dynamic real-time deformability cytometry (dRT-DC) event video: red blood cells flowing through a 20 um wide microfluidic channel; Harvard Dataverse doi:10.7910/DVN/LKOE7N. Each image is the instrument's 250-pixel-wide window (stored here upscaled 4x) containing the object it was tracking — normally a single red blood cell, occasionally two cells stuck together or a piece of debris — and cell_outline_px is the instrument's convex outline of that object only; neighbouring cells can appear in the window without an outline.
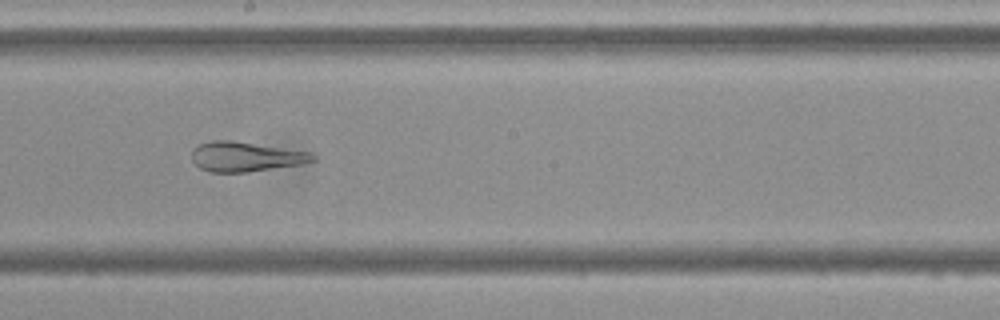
{"species": "Egyptian fruit bat (a non-hibernating species)", "species_latin": "Rousettus aegyptiacus", "temperature_condition": "cold", "stored_images_in_passage": 54, "camera_frame_rate_fps": 3000, "um_per_image_px": 0.085, "frame": {"image": 1, "passage_image": 30, "time_ms": 9.667, "image_size_px": [1000, 320], "cell_outline_px": [[316, 160], [300, 164], [248, 172], [208, 172], [200, 168], [192, 160], [192, 148], [200, 144], [212, 140], [232, 140], [312, 152], [316, 156]], "centroid_in_image_um": [20.87, 13.31], "position_along_channel_um": 227.3, "area_um2": 21.04}}
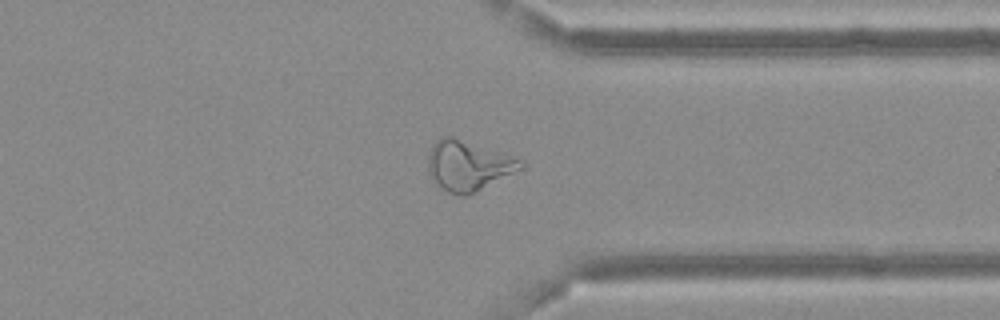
{"frame": {"image": 2, "passage_image": 42, "time_ms": 13.667, "image_size_px": [1000, 320], "cell_outline_px": [[524, 168], [468, 196], [456, 196], [448, 192], [436, 184], [432, 180], [428, 172], [428, 152], [436, 140], [444, 136], [452, 136], [524, 160]], "centroid_in_image_um": [39.79, 14.1], "position_along_channel_um": 371.6, "area_um2": 27.22}}
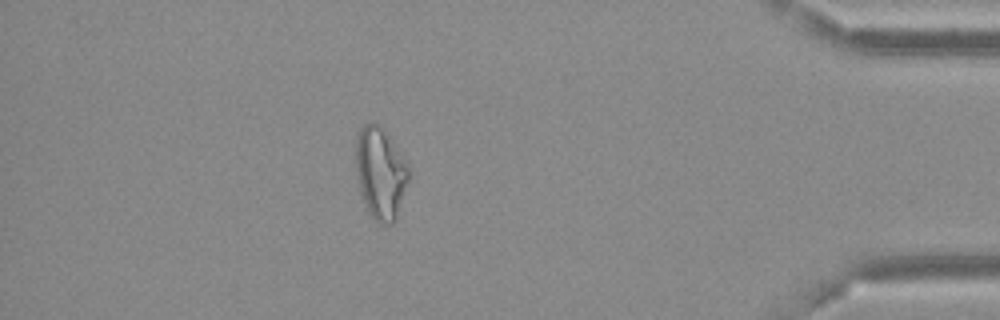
{"frame": {"image": 3, "passage_image": 48, "time_ms": 15.667, "image_size_px": [1000, 320], "cell_outline_px": [[408, 180], [396, 220], [392, 224], [380, 224], [368, 212], [360, 192], [356, 172], [356, 132], [364, 124], [376, 120], [380, 124], [408, 164]], "centroid_in_image_um": [32.32, 14.68], "position_along_channel_um": 402.9, "area_um2": 28.38}, "authors_computed_cell_mechanics": {"area_um2": 27.9463, "velocity_mm_per_s": 3.6625, "shape_relaxation_time_tau1_ms": null, "shape_relaxation_time_tau2_ms": 2.1653, "deformation_change_tau1": null, "deformation_change_tau2": 0.0508}}